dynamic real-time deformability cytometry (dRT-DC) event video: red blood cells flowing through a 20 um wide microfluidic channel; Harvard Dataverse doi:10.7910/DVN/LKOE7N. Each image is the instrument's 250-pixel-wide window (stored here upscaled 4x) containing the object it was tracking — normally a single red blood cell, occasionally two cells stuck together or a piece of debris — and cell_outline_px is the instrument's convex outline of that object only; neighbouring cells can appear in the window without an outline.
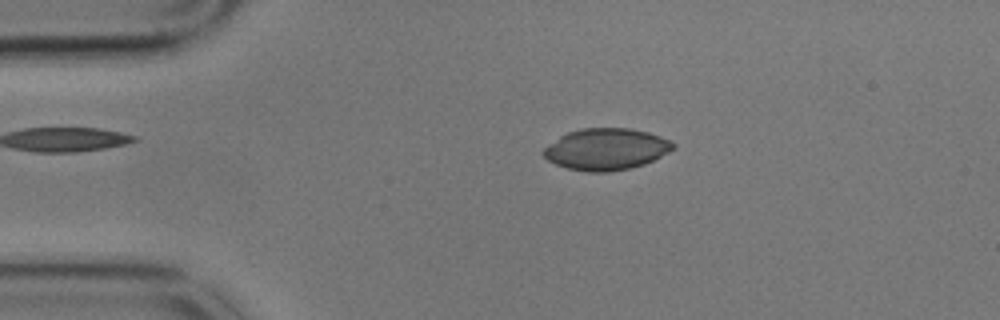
{"species": "common noctule bat (a hibernating species)", "species_latin": "Nyctalus noctula", "temperature_condition": "cold", "stored_images_in_passage": 55, "camera_frame_rate_fps": 3000, "um_per_image_px": 0.085, "animal": {"sex": "male", "body_mass_g": 17.9}, "frame": {"image": 1, "passage_image": 10, "time_ms": 3.0, "image_size_px": [1000, 320], "cell_outline_px": [[676, 148], [644, 164], [628, 168], [608, 172], [584, 172], [568, 168], [556, 164], [548, 160], [540, 152], [548, 144], [560, 136], [568, 132], [580, 128], [628, 128], [648, 132], [660, 136], [676, 144]], "centroid_in_image_um": [51.5, 12.68], "position_along_channel_um": 33.5, "area_um2": 31.39}}
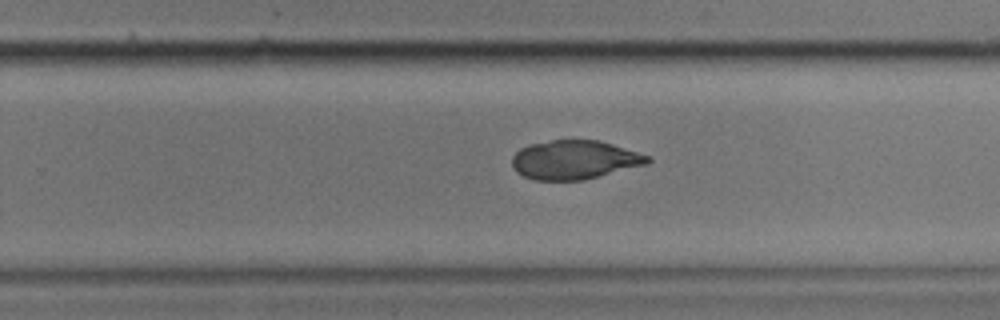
{"frame": {"image": 2, "passage_image": 34, "time_ms": 11.0, "image_size_px": [1000, 320], "cell_outline_px": [[652, 160], [648, 164], [584, 180], [536, 180], [524, 176], [516, 172], [512, 168], [512, 156], [520, 148], [528, 144], [552, 140], [600, 140], [648, 156]], "centroid_in_image_um": [48.8, 13.59], "position_along_channel_um": 281.0, "area_um2": 30.75}}
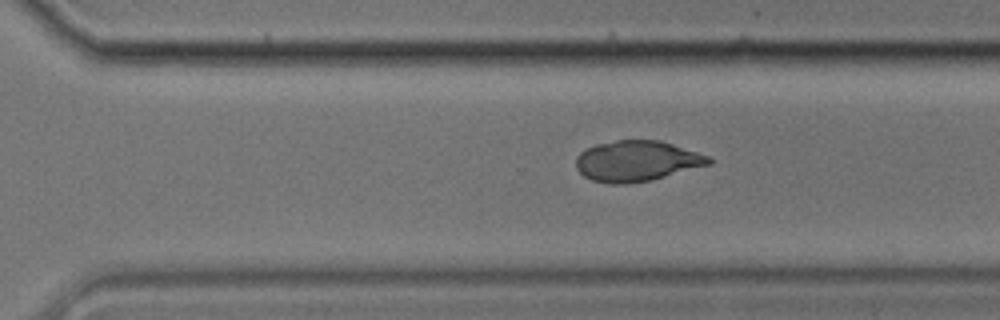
{"frame": {"image": 3, "passage_image": 37, "time_ms": 12.0, "image_size_px": [1000, 320], "cell_outline_px": [[712, 164], [652, 180], [624, 184], [612, 184], [592, 180], [584, 176], [576, 168], [576, 156], [580, 152], [596, 144], [616, 140], [660, 140], [708, 156], [712, 160]], "centroid_in_image_um": [54.12, 13.69], "position_along_channel_um": 316.5, "area_um2": 31.39}}